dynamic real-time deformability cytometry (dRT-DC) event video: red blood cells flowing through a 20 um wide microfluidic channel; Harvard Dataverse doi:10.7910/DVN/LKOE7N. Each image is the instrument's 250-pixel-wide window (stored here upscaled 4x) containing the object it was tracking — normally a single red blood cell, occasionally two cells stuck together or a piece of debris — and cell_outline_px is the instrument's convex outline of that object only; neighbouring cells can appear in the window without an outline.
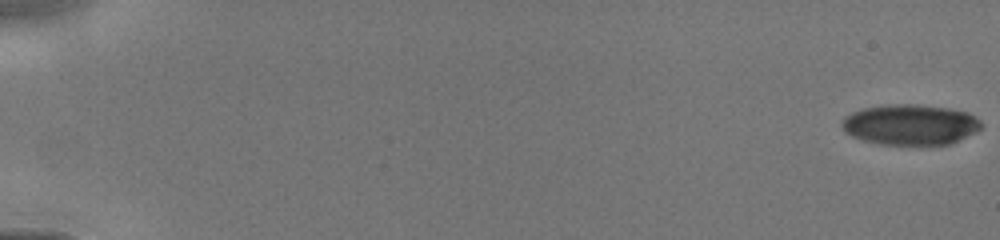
{"species": "human", "species_latin": "Homo sapiens", "temperature_condition": "cold", "stored_images_in_passage": 15, "camera_frame_rate_fps": 3000, "um_per_image_px": 0.085, "donor": {"sex": "male"}, "frame": {"image": 1, "passage_image": 1, "time_ms": 0.0, "image_size_px": [1000, 240], "cell_outline_px": [[984, 124], [976, 132], [948, 144], [880, 144], [864, 140], [852, 136], [844, 132], [840, 124], [844, 116], [852, 112], [864, 108], [884, 104], [916, 104], [948, 108], [968, 112], [976, 116]], "centroid_in_image_um": [77.36, 10.57], "position_along_channel_um": 7.6, "area_um2": 33.0}}
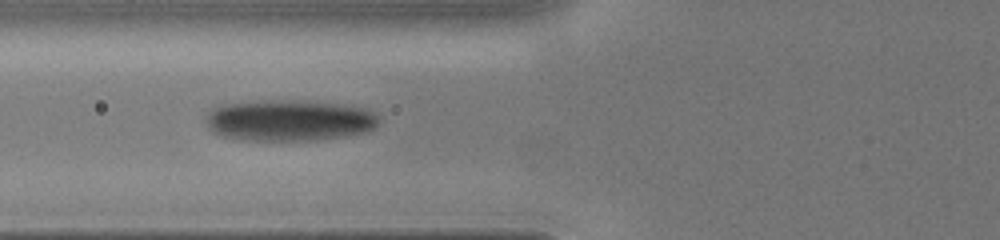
{"frame": {"image": 2, "passage_image": 13, "time_ms": 6.333, "image_size_px": [1000, 240], "cell_outline_px": [[376, 124], [372, 128], [364, 132], [348, 136], [316, 140], [240, 140], [224, 136], [212, 132], [208, 128], [204, 116], [212, 108], [224, 104], [256, 100], [300, 100], [340, 104], [364, 108], [372, 112], [376, 116]], "centroid_in_image_um": [24.5, 10.22], "position_along_channel_um": 101.3, "area_um2": 41.73}}
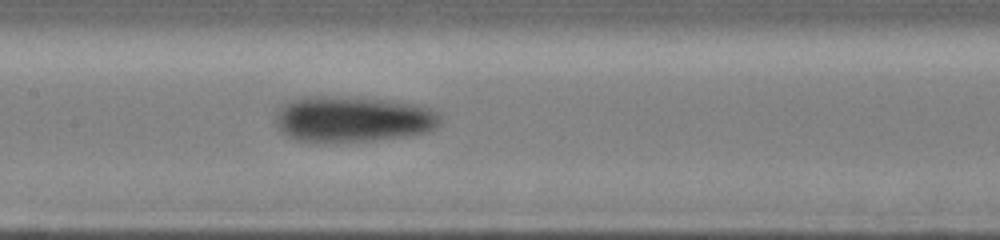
{"frame": {"image": 3, "passage_image": 15, "time_ms": 8.0, "image_size_px": [1000, 240], "cell_outline_px": [[444, 120], [436, 128], [428, 132], [404, 136], [372, 140], [296, 140], [280, 132], [276, 124], [276, 112], [280, 104], [300, 96], [348, 96], [388, 100], [416, 104], [432, 108], [440, 112]], "centroid_in_image_um": [30.02, 10.08], "position_along_channel_um": 177.4, "area_um2": 44.33}}